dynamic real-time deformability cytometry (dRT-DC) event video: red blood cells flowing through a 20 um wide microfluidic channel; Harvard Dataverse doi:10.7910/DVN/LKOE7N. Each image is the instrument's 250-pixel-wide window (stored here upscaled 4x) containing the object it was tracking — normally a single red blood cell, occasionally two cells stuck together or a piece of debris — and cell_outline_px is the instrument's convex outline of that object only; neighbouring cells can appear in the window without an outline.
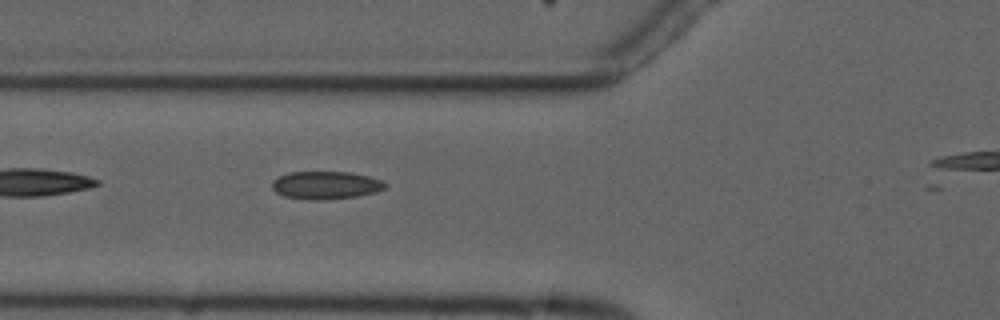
{"species": "common noctule bat (a hibernating species)", "species_latin": "Nyctalus noctula", "temperature_condition": "cold", "stored_images_in_passage": 6, "camera_frame_rate_fps": 3000, "um_per_image_px": 0.085, "animal": {"sex": "male", "forearm_length_mm": 52.5}, "frame": {"image": 1, "passage_image": 5, "time_ms": 5.333, "image_size_px": [1000, 320], "cell_outline_px": [[388, 188], [376, 192], [356, 196], [320, 200], [312, 200], [284, 196], [276, 192], [272, 188], [272, 180], [288, 172], [348, 172], [368, 176], [380, 180], [388, 184]], "centroid_in_image_um": [27.7, 15.74], "position_along_channel_um": 98.1, "area_um2": 18.32}}